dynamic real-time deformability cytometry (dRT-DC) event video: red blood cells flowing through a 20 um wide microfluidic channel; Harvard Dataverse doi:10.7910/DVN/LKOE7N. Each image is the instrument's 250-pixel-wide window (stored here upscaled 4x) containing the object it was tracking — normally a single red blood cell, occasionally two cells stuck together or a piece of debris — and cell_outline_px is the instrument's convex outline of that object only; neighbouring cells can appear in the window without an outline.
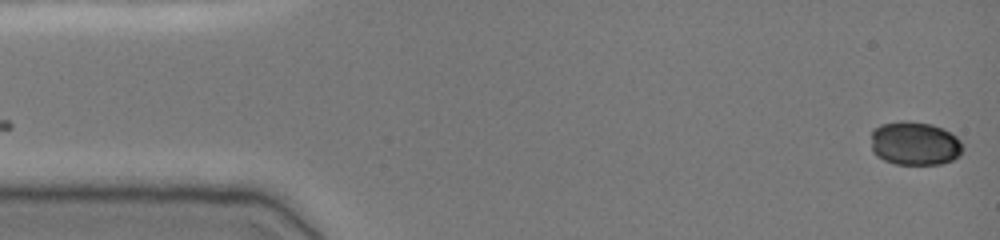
{"species": "common noctule bat (a hibernating species)", "species_latin": "Nyctalus noctula", "temperature_condition": "cold", "stored_images_in_passage": 50, "camera_frame_rate_fps": 3000, "um_per_image_px": 0.085, "animal": {"sex": "female", "body_mass_g": 19.0, "forearm_length_mm": 51.5}, "frame": {"image": 1, "passage_image": 1, "time_ms": 0.0, "image_size_px": [1000, 240], "cell_outline_px": [[964, 148], [960, 156], [952, 160], [940, 164], [896, 164], [884, 160], [876, 156], [872, 152], [872, 132], [880, 124], [900, 120], [932, 124], [944, 128], [956, 136], [960, 140]], "centroid_in_image_um": [77.77, 12.19], "position_along_channel_um": 7.2, "area_um2": 23.58}}
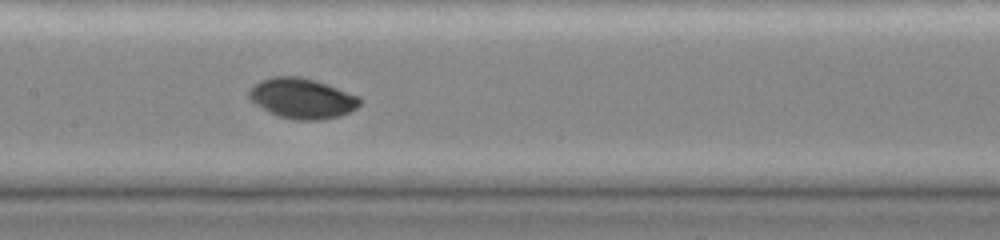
{"frame": {"image": 2, "passage_image": 24, "time_ms": 7.667, "image_size_px": [1000, 240], "cell_outline_px": [[360, 104], [356, 108], [340, 116], [320, 120], [296, 120], [280, 116], [256, 104], [248, 96], [248, 92], [260, 80], [272, 76], [300, 76], [328, 84], [360, 96]], "centroid_in_image_um": [25.71, 8.35], "position_along_channel_um": 181.7, "area_um2": 25.78}}
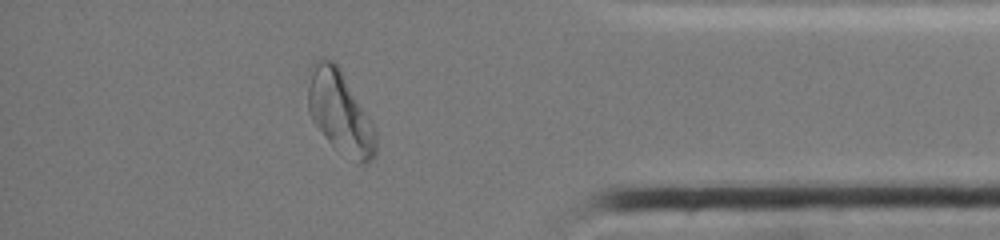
{"frame": {"image": 3, "passage_image": 43, "time_ms": 14.0, "image_size_px": [1000, 240], "cell_outline_px": [[376, 156], [368, 164], [356, 164], [332, 144], [324, 136], [312, 120], [308, 112], [308, 68], [316, 60], [324, 56], [332, 60], [340, 68], [372, 120], [376, 128]], "centroid_in_image_um": [28.92, 9.54], "position_along_channel_um": 406.3, "area_um2": 33.29}}